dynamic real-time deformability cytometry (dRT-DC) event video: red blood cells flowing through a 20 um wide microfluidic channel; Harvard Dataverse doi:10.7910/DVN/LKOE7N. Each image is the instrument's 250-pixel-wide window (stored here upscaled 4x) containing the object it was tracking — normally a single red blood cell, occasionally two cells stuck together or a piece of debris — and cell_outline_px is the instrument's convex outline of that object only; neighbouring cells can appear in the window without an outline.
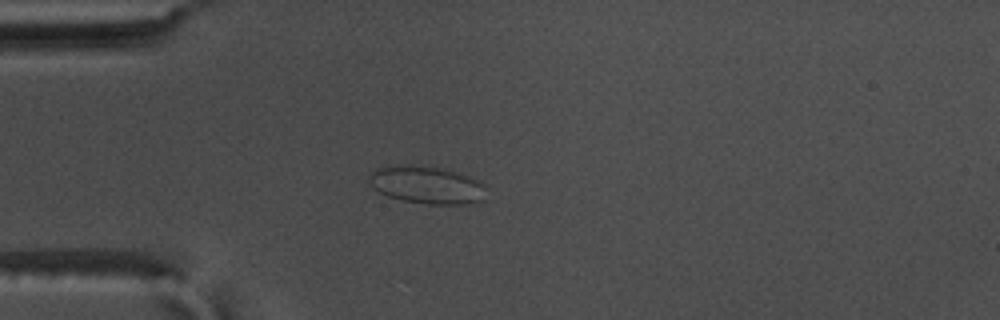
{"species": "common noctule bat (a hibernating species)", "species_latin": "Nyctalus noctula", "temperature_condition": "warm", "stored_images_in_passage": 51, "camera_frame_rate_fps": 3000, "um_per_image_px": 0.085, "animal": {"sex": "male", "body_mass_g": 17.5, "forearm_length_mm": 52.3}, "frame": {"image": 1, "passage_image": 16, "time_ms": 5.0, "image_size_px": [1000, 320], "cell_outline_px": [[484, 200], [468, 204], [428, 204], [404, 200], [388, 196], [372, 188], [368, 180], [368, 176], [372, 172], [380, 168], [408, 164], [440, 168], [456, 172], [468, 176], [484, 184]], "centroid_in_image_um": [36.27, 15.73], "position_along_channel_um": 48.7, "area_um2": 25.37}}
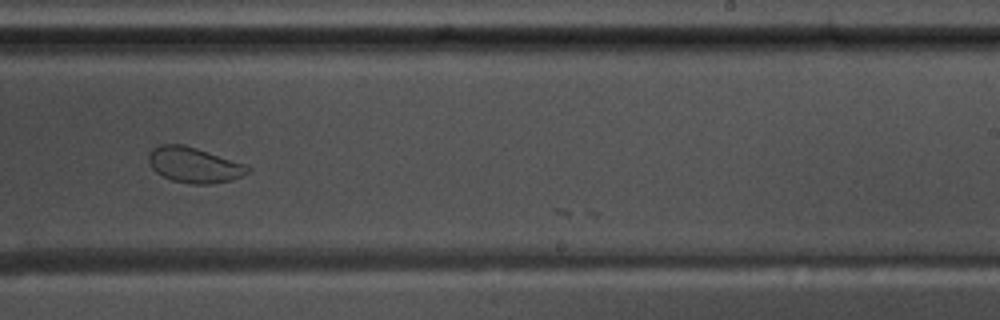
{"frame": {"image": 2, "passage_image": 36, "time_ms": 11.667, "image_size_px": [1000, 320], "cell_outline_px": [[252, 168], [248, 172], [232, 180], [212, 184], [188, 184], [172, 180], [156, 172], [152, 168], [148, 160], [148, 152], [152, 148], [160, 144], [184, 144], [244, 164]], "centroid_in_image_um": [16.46, 14.02], "position_along_channel_um": 272.5, "area_um2": 20.4}}
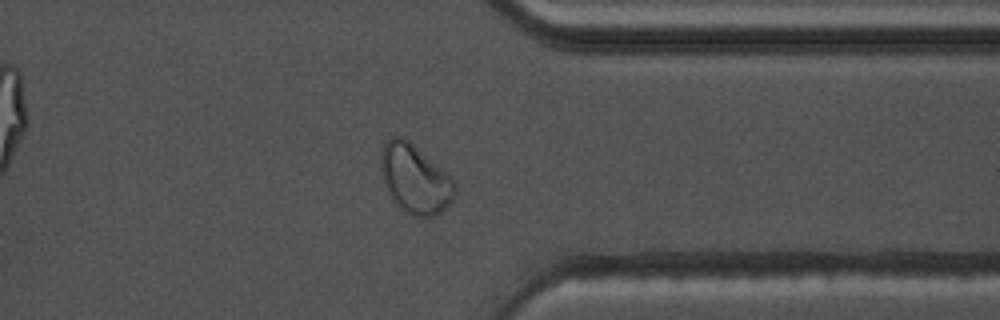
{"frame": {"image": 3, "passage_image": 45, "time_ms": 14.667, "image_size_px": [1000, 320], "cell_outline_px": [[456, 196], [436, 216], [412, 216], [404, 212], [392, 200], [388, 192], [384, 180], [380, 164], [380, 156], [384, 144], [392, 136], [400, 136], [408, 140], [452, 176], [456, 184]], "centroid_in_image_um": [35.29, 15.22], "position_along_channel_um": 376.1, "area_um2": 29.77}}